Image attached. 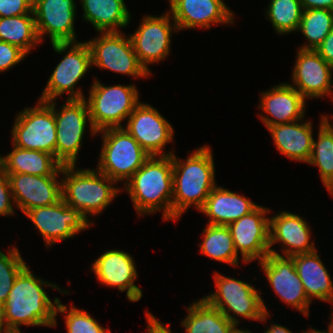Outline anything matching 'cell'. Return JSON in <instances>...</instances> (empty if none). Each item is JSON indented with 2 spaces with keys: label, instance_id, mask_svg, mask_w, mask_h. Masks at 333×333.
I'll list each match as a JSON object with an SVG mask.
<instances>
[{
  "label": "cell",
  "instance_id": "cell-39",
  "mask_svg": "<svg viewBox=\"0 0 333 333\" xmlns=\"http://www.w3.org/2000/svg\"><path fill=\"white\" fill-rule=\"evenodd\" d=\"M14 200L8 175L0 169V216L15 215Z\"/></svg>",
  "mask_w": 333,
  "mask_h": 333
},
{
  "label": "cell",
  "instance_id": "cell-19",
  "mask_svg": "<svg viewBox=\"0 0 333 333\" xmlns=\"http://www.w3.org/2000/svg\"><path fill=\"white\" fill-rule=\"evenodd\" d=\"M101 285L126 291V297L131 302H138L142 296V289L135 285L138 278L135 260L130 253L120 249H112L102 253L91 268Z\"/></svg>",
  "mask_w": 333,
  "mask_h": 333
},
{
  "label": "cell",
  "instance_id": "cell-18",
  "mask_svg": "<svg viewBox=\"0 0 333 333\" xmlns=\"http://www.w3.org/2000/svg\"><path fill=\"white\" fill-rule=\"evenodd\" d=\"M291 76L289 85L306 100L329 95L333 99V67L316 50L298 48Z\"/></svg>",
  "mask_w": 333,
  "mask_h": 333
},
{
  "label": "cell",
  "instance_id": "cell-23",
  "mask_svg": "<svg viewBox=\"0 0 333 333\" xmlns=\"http://www.w3.org/2000/svg\"><path fill=\"white\" fill-rule=\"evenodd\" d=\"M311 228L303 217L282 211L270 217L269 247L279 243L281 256L292 257L316 250L315 242L310 241Z\"/></svg>",
  "mask_w": 333,
  "mask_h": 333
},
{
  "label": "cell",
  "instance_id": "cell-4",
  "mask_svg": "<svg viewBox=\"0 0 333 333\" xmlns=\"http://www.w3.org/2000/svg\"><path fill=\"white\" fill-rule=\"evenodd\" d=\"M76 165L62 166V200L78 210L88 222L89 215L101 214L122 191L116 182L97 169H79ZM90 219V220H89Z\"/></svg>",
  "mask_w": 333,
  "mask_h": 333
},
{
  "label": "cell",
  "instance_id": "cell-12",
  "mask_svg": "<svg viewBox=\"0 0 333 333\" xmlns=\"http://www.w3.org/2000/svg\"><path fill=\"white\" fill-rule=\"evenodd\" d=\"M136 29L133 34L129 33L134 52L139 63L151 74L148 66L169 56L172 33L179 30L168 10L160 16H143Z\"/></svg>",
  "mask_w": 333,
  "mask_h": 333
},
{
  "label": "cell",
  "instance_id": "cell-33",
  "mask_svg": "<svg viewBox=\"0 0 333 333\" xmlns=\"http://www.w3.org/2000/svg\"><path fill=\"white\" fill-rule=\"evenodd\" d=\"M332 29V10L319 8L303 10L297 32H301L307 42L299 48L316 50Z\"/></svg>",
  "mask_w": 333,
  "mask_h": 333
},
{
  "label": "cell",
  "instance_id": "cell-2",
  "mask_svg": "<svg viewBox=\"0 0 333 333\" xmlns=\"http://www.w3.org/2000/svg\"><path fill=\"white\" fill-rule=\"evenodd\" d=\"M172 165V221H178L192 205L199 211L217 185L214 155L211 147L204 145L191 152L186 160L173 153Z\"/></svg>",
  "mask_w": 333,
  "mask_h": 333
},
{
  "label": "cell",
  "instance_id": "cell-1",
  "mask_svg": "<svg viewBox=\"0 0 333 333\" xmlns=\"http://www.w3.org/2000/svg\"><path fill=\"white\" fill-rule=\"evenodd\" d=\"M29 268L26 266L16 277L8 299L0 308V319L6 330L19 331L20 325L55 328L58 324L55 311L59 298L54 297L52 302L44 288L51 287L62 294L69 291L37 277Z\"/></svg>",
  "mask_w": 333,
  "mask_h": 333
},
{
  "label": "cell",
  "instance_id": "cell-15",
  "mask_svg": "<svg viewBox=\"0 0 333 333\" xmlns=\"http://www.w3.org/2000/svg\"><path fill=\"white\" fill-rule=\"evenodd\" d=\"M269 250L270 253L258 263L268 283L283 303L308 317L311 302L298 277L293 259L281 256L276 249L269 248Z\"/></svg>",
  "mask_w": 333,
  "mask_h": 333
},
{
  "label": "cell",
  "instance_id": "cell-10",
  "mask_svg": "<svg viewBox=\"0 0 333 333\" xmlns=\"http://www.w3.org/2000/svg\"><path fill=\"white\" fill-rule=\"evenodd\" d=\"M11 130L12 145L44 151L56 159V119L53 108L47 102L38 100L35 107L20 110Z\"/></svg>",
  "mask_w": 333,
  "mask_h": 333
},
{
  "label": "cell",
  "instance_id": "cell-25",
  "mask_svg": "<svg viewBox=\"0 0 333 333\" xmlns=\"http://www.w3.org/2000/svg\"><path fill=\"white\" fill-rule=\"evenodd\" d=\"M257 206L251 199L216 185L199 211L208 217V224L228 226Z\"/></svg>",
  "mask_w": 333,
  "mask_h": 333
},
{
  "label": "cell",
  "instance_id": "cell-37",
  "mask_svg": "<svg viewBox=\"0 0 333 333\" xmlns=\"http://www.w3.org/2000/svg\"><path fill=\"white\" fill-rule=\"evenodd\" d=\"M27 57L18 46L0 41V72L10 70Z\"/></svg>",
  "mask_w": 333,
  "mask_h": 333
},
{
  "label": "cell",
  "instance_id": "cell-48",
  "mask_svg": "<svg viewBox=\"0 0 333 333\" xmlns=\"http://www.w3.org/2000/svg\"><path fill=\"white\" fill-rule=\"evenodd\" d=\"M5 333H23L21 330L17 331V330H6Z\"/></svg>",
  "mask_w": 333,
  "mask_h": 333
},
{
  "label": "cell",
  "instance_id": "cell-40",
  "mask_svg": "<svg viewBox=\"0 0 333 333\" xmlns=\"http://www.w3.org/2000/svg\"><path fill=\"white\" fill-rule=\"evenodd\" d=\"M318 54L333 67V29L316 49Z\"/></svg>",
  "mask_w": 333,
  "mask_h": 333
},
{
  "label": "cell",
  "instance_id": "cell-31",
  "mask_svg": "<svg viewBox=\"0 0 333 333\" xmlns=\"http://www.w3.org/2000/svg\"><path fill=\"white\" fill-rule=\"evenodd\" d=\"M318 138L313 139L308 165L317 166L320 179L330 195H333V127L321 115Z\"/></svg>",
  "mask_w": 333,
  "mask_h": 333
},
{
  "label": "cell",
  "instance_id": "cell-14",
  "mask_svg": "<svg viewBox=\"0 0 333 333\" xmlns=\"http://www.w3.org/2000/svg\"><path fill=\"white\" fill-rule=\"evenodd\" d=\"M25 216L38 229L47 248L73 238L92 225L78 210L69 207L62 198L55 204L31 209Z\"/></svg>",
  "mask_w": 333,
  "mask_h": 333
},
{
  "label": "cell",
  "instance_id": "cell-49",
  "mask_svg": "<svg viewBox=\"0 0 333 333\" xmlns=\"http://www.w3.org/2000/svg\"><path fill=\"white\" fill-rule=\"evenodd\" d=\"M329 116L325 115V119L326 121L333 127V123L331 122V120L333 121V118H330L331 120H329L328 118ZM331 122V123H330Z\"/></svg>",
  "mask_w": 333,
  "mask_h": 333
},
{
  "label": "cell",
  "instance_id": "cell-45",
  "mask_svg": "<svg viewBox=\"0 0 333 333\" xmlns=\"http://www.w3.org/2000/svg\"><path fill=\"white\" fill-rule=\"evenodd\" d=\"M303 333H328V332L326 330L325 331H320V330H317L313 327L311 329V327H310V329L304 331Z\"/></svg>",
  "mask_w": 333,
  "mask_h": 333
},
{
  "label": "cell",
  "instance_id": "cell-43",
  "mask_svg": "<svg viewBox=\"0 0 333 333\" xmlns=\"http://www.w3.org/2000/svg\"><path fill=\"white\" fill-rule=\"evenodd\" d=\"M264 333H293V332L283 325H280L278 323L277 324L271 323Z\"/></svg>",
  "mask_w": 333,
  "mask_h": 333
},
{
  "label": "cell",
  "instance_id": "cell-42",
  "mask_svg": "<svg viewBox=\"0 0 333 333\" xmlns=\"http://www.w3.org/2000/svg\"><path fill=\"white\" fill-rule=\"evenodd\" d=\"M303 10L328 9L333 11V0H300Z\"/></svg>",
  "mask_w": 333,
  "mask_h": 333
},
{
  "label": "cell",
  "instance_id": "cell-28",
  "mask_svg": "<svg viewBox=\"0 0 333 333\" xmlns=\"http://www.w3.org/2000/svg\"><path fill=\"white\" fill-rule=\"evenodd\" d=\"M79 1L83 10V21L90 23L98 33L120 32L121 28L129 26L132 19L124 0Z\"/></svg>",
  "mask_w": 333,
  "mask_h": 333
},
{
  "label": "cell",
  "instance_id": "cell-29",
  "mask_svg": "<svg viewBox=\"0 0 333 333\" xmlns=\"http://www.w3.org/2000/svg\"><path fill=\"white\" fill-rule=\"evenodd\" d=\"M188 311L181 325L186 333H233L236 326L203 297L186 307Z\"/></svg>",
  "mask_w": 333,
  "mask_h": 333
},
{
  "label": "cell",
  "instance_id": "cell-13",
  "mask_svg": "<svg viewBox=\"0 0 333 333\" xmlns=\"http://www.w3.org/2000/svg\"><path fill=\"white\" fill-rule=\"evenodd\" d=\"M123 128L150 156H168L175 150L164 151L173 142L174 128L160 112L148 103L140 102Z\"/></svg>",
  "mask_w": 333,
  "mask_h": 333
},
{
  "label": "cell",
  "instance_id": "cell-46",
  "mask_svg": "<svg viewBox=\"0 0 333 333\" xmlns=\"http://www.w3.org/2000/svg\"><path fill=\"white\" fill-rule=\"evenodd\" d=\"M233 333H253L251 332L249 329H244L242 330L241 328L239 329L238 327L236 328V330Z\"/></svg>",
  "mask_w": 333,
  "mask_h": 333
},
{
  "label": "cell",
  "instance_id": "cell-24",
  "mask_svg": "<svg viewBox=\"0 0 333 333\" xmlns=\"http://www.w3.org/2000/svg\"><path fill=\"white\" fill-rule=\"evenodd\" d=\"M267 130L279 153L291 160L308 163L314 139L311 121L301 119L270 126Z\"/></svg>",
  "mask_w": 333,
  "mask_h": 333
},
{
  "label": "cell",
  "instance_id": "cell-30",
  "mask_svg": "<svg viewBox=\"0 0 333 333\" xmlns=\"http://www.w3.org/2000/svg\"><path fill=\"white\" fill-rule=\"evenodd\" d=\"M200 251L206 257L215 261L239 267V256L234 241L227 226L207 224L202 232Z\"/></svg>",
  "mask_w": 333,
  "mask_h": 333
},
{
  "label": "cell",
  "instance_id": "cell-7",
  "mask_svg": "<svg viewBox=\"0 0 333 333\" xmlns=\"http://www.w3.org/2000/svg\"><path fill=\"white\" fill-rule=\"evenodd\" d=\"M88 98H84L90 114L92 127L96 132L106 128L123 127L134 108L140 103L134 84L105 86L93 79Z\"/></svg>",
  "mask_w": 333,
  "mask_h": 333
},
{
  "label": "cell",
  "instance_id": "cell-22",
  "mask_svg": "<svg viewBox=\"0 0 333 333\" xmlns=\"http://www.w3.org/2000/svg\"><path fill=\"white\" fill-rule=\"evenodd\" d=\"M260 97L258 108L264 114L258 117L266 128L305 117L306 99L287 82L273 85L268 91H262Z\"/></svg>",
  "mask_w": 333,
  "mask_h": 333
},
{
  "label": "cell",
  "instance_id": "cell-6",
  "mask_svg": "<svg viewBox=\"0 0 333 333\" xmlns=\"http://www.w3.org/2000/svg\"><path fill=\"white\" fill-rule=\"evenodd\" d=\"M52 48L57 54H63L50 75L42 94L38 100L50 102L59 96L67 94V99H83L86 94L76 84L85 77L90 67L92 68L91 51L86 41L52 43Z\"/></svg>",
  "mask_w": 333,
  "mask_h": 333
},
{
  "label": "cell",
  "instance_id": "cell-36",
  "mask_svg": "<svg viewBox=\"0 0 333 333\" xmlns=\"http://www.w3.org/2000/svg\"><path fill=\"white\" fill-rule=\"evenodd\" d=\"M27 266L17 247L11 246L7 254L0 250V308L19 273Z\"/></svg>",
  "mask_w": 333,
  "mask_h": 333
},
{
  "label": "cell",
  "instance_id": "cell-41",
  "mask_svg": "<svg viewBox=\"0 0 333 333\" xmlns=\"http://www.w3.org/2000/svg\"><path fill=\"white\" fill-rule=\"evenodd\" d=\"M146 333H172L169 325L159 321L150 311H146Z\"/></svg>",
  "mask_w": 333,
  "mask_h": 333
},
{
  "label": "cell",
  "instance_id": "cell-26",
  "mask_svg": "<svg viewBox=\"0 0 333 333\" xmlns=\"http://www.w3.org/2000/svg\"><path fill=\"white\" fill-rule=\"evenodd\" d=\"M317 252L315 250L291 258L308 300L312 302L315 298L333 304V280Z\"/></svg>",
  "mask_w": 333,
  "mask_h": 333
},
{
  "label": "cell",
  "instance_id": "cell-5",
  "mask_svg": "<svg viewBox=\"0 0 333 333\" xmlns=\"http://www.w3.org/2000/svg\"><path fill=\"white\" fill-rule=\"evenodd\" d=\"M213 276L216 290L203 298L219 309L236 327L240 324L239 316L261 322L271 317L256 287L216 271Z\"/></svg>",
  "mask_w": 333,
  "mask_h": 333
},
{
  "label": "cell",
  "instance_id": "cell-34",
  "mask_svg": "<svg viewBox=\"0 0 333 333\" xmlns=\"http://www.w3.org/2000/svg\"><path fill=\"white\" fill-rule=\"evenodd\" d=\"M268 5L266 18L276 33H297L303 12L300 0H270Z\"/></svg>",
  "mask_w": 333,
  "mask_h": 333
},
{
  "label": "cell",
  "instance_id": "cell-47",
  "mask_svg": "<svg viewBox=\"0 0 333 333\" xmlns=\"http://www.w3.org/2000/svg\"><path fill=\"white\" fill-rule=\"evenodd\" d=\"M5 332H6V328L4 326V323L0 319V333H5Z\"/></svg>",
  "mask_w": 333,
  "mask_h": 333
},
{
  "label": "cell",
  "instance_id": "cell-3",
  "mask_svg": "<svg viewBox=\"0 0 333 333\" xmlns=\"http://www.w3.org/2000/svg\"><path fill=\"white\" fill-rule=\"evenodd\" d=\"M123 186L139 217L160 210L163 221H172V155L150 156Z\"/></svg>",
  "mask_w": 333,
  "mask_h": 333
},
{
  "label": "cell",
  "instance_id": "cell-38",
  "mask_svg": "<svg viewBox=\"0 0 333 333\" xmlns=\"http://www.w3.org/2000/svg\"><path fill=\"white\" fill-rule=\"evenodd\" d=\"M35 0H0V18L30 14Z\"/></svg>",
  "mask_w": 333,
  "mask_h": 333
},
{
  "label": "cell",
  "instance_id": "cell-8",
  "mask_svg": "<svg viewBox=\"0 0 333 333\" xmlns=\"http://www.w3.org/2000/svg\"><path fill=\"white\" fill-rule=\"evenodd\" d=\"M99 133L103 143L96 169L124 185L150 155L123 127L106 128Z\"/></svg>",
  "mask_w": 333,
  "mask_h": 333
},
{
  "label": "cell",
  "instance_id": "cell-35",
  "mask_svg": "<svg viewBox=\"0 0 333 333\" xmlns=\"http://www.w3.org/2000/svg\"><path fill=\"white\" fill-rule=\"evenodd\" d=\"M68 306L62 304L60 299L57 302L55 311V318L58 317V313L64 314V322L67 333H111L107 328H104L98 323L94 317H92L86 310L77 309L75 306ZM67 312V314L65 313Z\"/></svg>",
  "mask_w": 333,
  "mask_h": 333
},
{
  "label": "cell",
  "instance_id": "cell-21",
  "mask_svg": "<svg viewBox=\"0 0 333 333\" xmlns=\"http://www.w3.org/2000/svg\"><path fill=\"white\" fill-rule=\"evenodd\" d=\"M8 175L14 207L25 215L29 210L57 203L61 198V178L6 173Z\"/></svg>",
  "mask_w": 333,
  "mask_h": 333
},
{
  "label": "cell",
  "instance_id": "cell-16",
  "mask_svg": "<svg viewBox=\"0 0 333 333\" xmlns=\"http://www.w3.org/2000/svg\"><path fill=\"white\" fill-rule=\"evenodd\" d=\"M270 208L258 205L249 214L227 227L232 235L236 252L242 262L262 261L269 253Z\"/></svg>",
  "mask_w": 333,
  "mask_h": 333
},
{
  "label": "cell",
  "instance_id": "cell-20",
  "mask_svg": "<svg viewBox=\"0 0 333 333\" xmlns=\"http://www.w3.org/2000/svg\"><path fill=\"white\" fill-rule=\"evenodd\" d=\"M178 30L209 29L211 25L234 23V12L223 0H168Z\"/></svg>",
  "mask_w": 333,
  "mask_h": 333
},
{
  "label": "cell",
  "instance_id": "cell-11",
  "mask_svg": "<svg viewBox=\"0 0 333 333\" xmlns=\"http://www.w3.org/2000/svg\"><path fill=\"white\" fill-rule=\"evenodd\" d=\"M120 32H99V36L86 41L91 51L92 67L115 73L147 78L150 73L139 63L128 34Z\"/></svg>",
  "mask_w": 333,
  "mask_h": 333
},
{
  "label": "cell",
  "instance_id": "cell-27",
  "mask_svg": "<svg viewBox=\"0 0 333 333\" xmlns=\"http://www.w3.org/2000/svg\"><path fill=\"white\" fill-rule=\"evenodd\" d=\"M6 155L0 154V169L4 173L37 176H60L62 165L55 157L44 151L23 149L15 145Z\"/></svg>",
  "mask_w": 333,
  "mask_h": 333
},
{
  "label": "cell",
  "instance_id": "cell-44",
  "mask_svg": "<svg viewBox=\"0 0 333 333\" xmlns=\"http://www.w3.org/2000/svg\"><path fill=\"white\" fill-rule=\"evenodd\" d=\"M332 315V316H331ZM329 316V324H328V329H327V332L328 333H333V313Z\"/></svg>",
  "mask_w": 333,
  "mask_h": 333
},
{
  "label": "cell",
  "instance_id": "cell-32",
  "mask_svg": "<svg viewBox=\"0 0 333 333\" xmlns=\"http://www.w3.org/2000/svg\"><path fill=\"white\" fill-rule=\"evenodd\" d=\"M0 41L18 46L27 55L41 44L33 11L30 14L0 18Z\"/></svg>",
  "mask_w": 333,
  "mask_h": 333
},
{
  "label": "cell",
  "instance_id": "cell-9",
  "mask_svg": "<svg viewBox=\"0 0 333 333\" xmlns=\"http://www.w3.org/2000/svg\"><path fill=\"white\" fill-rule=\"evenodd\" d=\"M47 103L53 108L56 119V160L62 166L76 165L88 123L90 134L97 136L92 127L87 103L84 98L66 99L58 110L57 100Z\"/></svg>",
  "mask_w": 333,
  "mask_h": 333
},
{
  "label": "cell",
  "instance_id": "cell-17",
  "mask_svg": "<svg viewBox=\"0 0 333 333\" xmlns=\"http://www.w3.org/2000/svg\"><path fill=\"white\" fill-rule=\"evenodd\" d=\"M76 0H35L33 14L38 38L49 35L50 44L77 42Z\"/></svg>",
  "mask_w": 333,
  "mask_h": 333
}]
</instances>
